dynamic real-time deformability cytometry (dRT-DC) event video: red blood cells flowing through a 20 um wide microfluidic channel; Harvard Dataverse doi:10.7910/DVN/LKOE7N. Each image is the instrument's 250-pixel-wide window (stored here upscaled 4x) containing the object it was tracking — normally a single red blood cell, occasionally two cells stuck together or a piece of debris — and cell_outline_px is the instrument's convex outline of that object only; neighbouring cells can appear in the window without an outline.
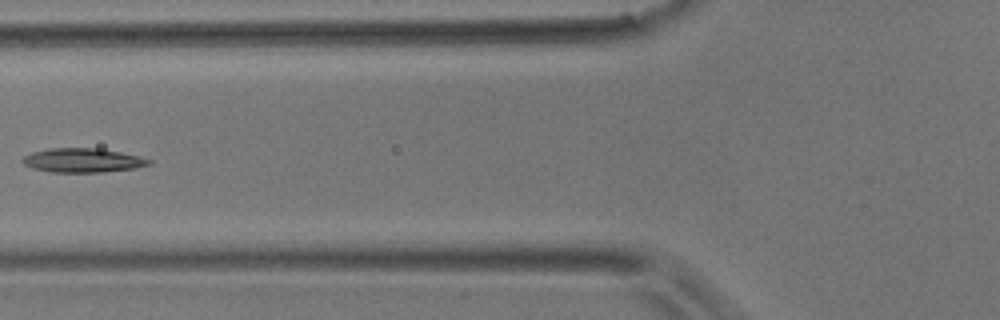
{"species": "common noctule bat (a hibernating species)", "species_latin": "Nyctalus noctula", "temperature_condition": "room temperature", "stored_images_in_passage": 5, "camera_frame_rate_fps": 3000, "um_per_image_px": 0.085, "animal": {"sex": "male", "body_mass_g": 17.9}, "frame": {"image": 1, "passage_image": 5, "time_ms": 1.333, "image_size_px": [1000, 320], "cell_outline_px": [[152, 164], [136, 168], [100, 172], [52, 172], [32, 168], [24, 164], [20, 160], [24, 156], [32, 152], [48, 148], [96, 148], [120, 152], [152, 160]], "centroid_in_image_um": [7.0, 13.63], "position_along_channel_um": 118.8, "area_um2": 17.69}}